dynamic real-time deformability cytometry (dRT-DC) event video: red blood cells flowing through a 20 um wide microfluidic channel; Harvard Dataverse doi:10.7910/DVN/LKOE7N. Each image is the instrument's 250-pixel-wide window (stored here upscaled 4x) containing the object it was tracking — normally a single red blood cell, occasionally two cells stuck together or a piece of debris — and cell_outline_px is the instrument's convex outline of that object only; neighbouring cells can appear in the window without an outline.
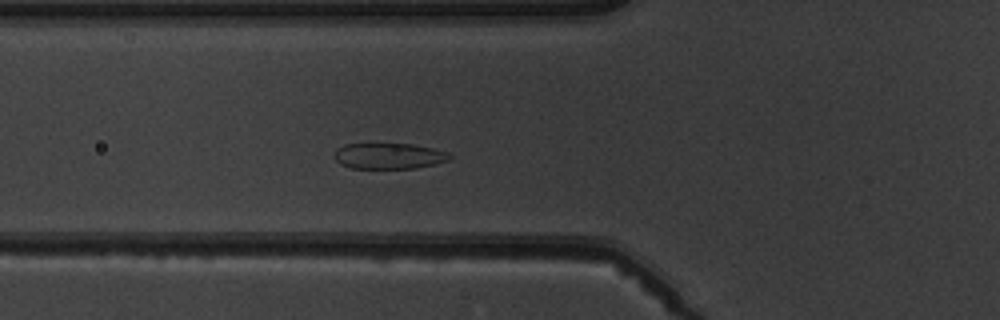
{"species": "common noctule bat (a hibernating species)", "species_latin": "Nyctalus noctula", "temperature_condition": "warm", "stored_images_in_passage": 5, "camera_frame_rate_fps": 3000, "um_per_image_px": 0.085, "animal": {"sex": "male", "body_mass_g": 19.5, "forearm_length_mm": 54.6}, "frame": {"image": 1, "passage_image": 5, "time_ms": 4.667, "image_size_px": [1000, 320], "cell_outline_px": [[452, 156], [448, 160], [436, 164], [416, 168], [352, 168], [340, 164], [336, 160], [336, 148], [344, 144], [412, 144], [432, 148], [448, 152]], "centroid_in_image_um": [33.07, 13.26], "position_along_channel_um": 92.7, "area_um2": 17.28}}